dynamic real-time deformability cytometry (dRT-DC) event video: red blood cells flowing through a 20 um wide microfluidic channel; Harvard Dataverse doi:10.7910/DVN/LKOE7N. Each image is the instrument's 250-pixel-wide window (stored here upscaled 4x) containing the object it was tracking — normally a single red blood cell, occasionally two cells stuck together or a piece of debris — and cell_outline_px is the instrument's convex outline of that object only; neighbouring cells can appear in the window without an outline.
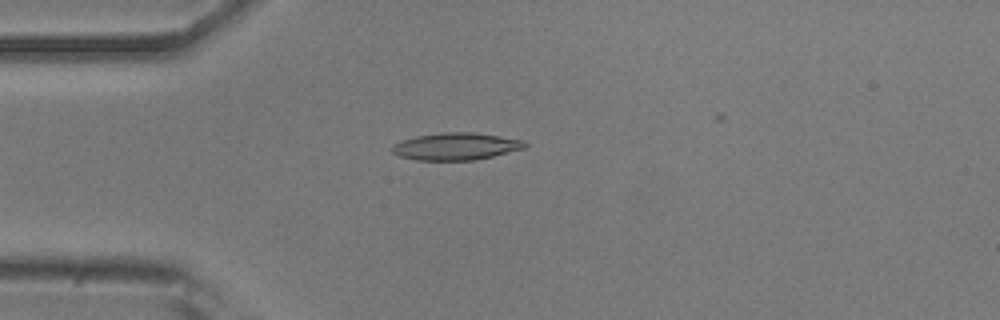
{"species": "common noctule bat (a hibernating species)", "species_latin": "Nyctalus noctula", "temperature_condition": "room temperature", "stored_images_in_passage": 49, "camera_frame_rate_fps": 3000, "um_per_image_px": 0.085, "animal": {"sex": "male", "body_mass_g": 20.5, "forearm_length_mm": 52.5}, "frame": {"image": 1, "passage_image": 14, "time_ms": 4.333, "image_size_px": [1000, 320], "cell_outline_px": [[528, 144], [524, 148], [476, 160], [416, 160], [400, 156], [392, 152], [388, 148], [392, 144], [416, 136], [444, 132], [476, 132], [524, 140]], "centroid_in_image_um": [38.73, 12.44], "position_along_channel_um": 46.3, "area_um2": 21.1}}
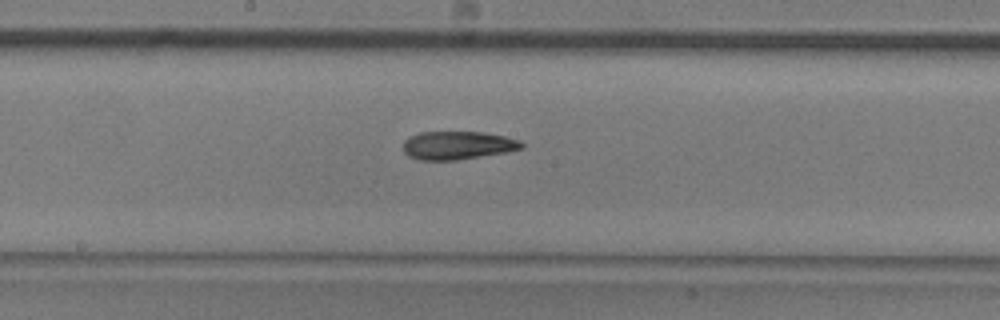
{"frame": {"image": 2, "passage_image": 28, "time_ms": 9.0, "image_size_px": [1000, 320], "cell_outline_px": [[524, 148], [508, 152], [456, 160], [420, 160], [408, 156], [404, 152], [404, 140], [408, 136], [420, 132], [480, 132], [504, 136], [520, 140], [524, 144]], "centroid_in_image_um": [38.9, 12.35], "position_along_channel_um": 209.3, "area_um2": 19.59}}
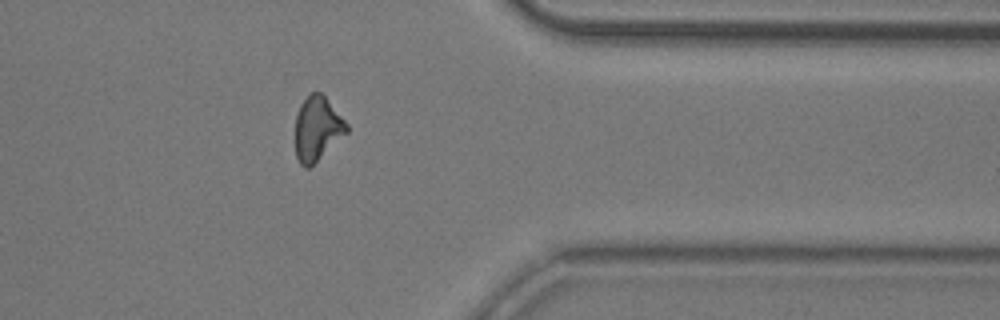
{"frame": {"image": 3, "passage_image": 43, "time_ms": 14.0, "image_size_px": [1000, 320], "cell_outline_px": [[348, 132], [308, 168], [304, 168], [300, 164], [296, 156], [296, 116], [300, 104], [312, 92], [320, 92], [324, 96], [348, 124]], "centroid_in_image_um": [26.96, 10.93], "position_along_channel_um": 384.4, "area_um2": 18.84}, "authors_computed_cell_mechanics": {"area_um2": 20.1144, "velocity_mm_per_s": 3.7771, "shape_relaxation_time_tau1_ms": 9.1651, "shape_relaxation_time_tau2_ms": 7.148, "deformation_change_tau1": 0.2294, "deformation_change_tau2": 0.188}}